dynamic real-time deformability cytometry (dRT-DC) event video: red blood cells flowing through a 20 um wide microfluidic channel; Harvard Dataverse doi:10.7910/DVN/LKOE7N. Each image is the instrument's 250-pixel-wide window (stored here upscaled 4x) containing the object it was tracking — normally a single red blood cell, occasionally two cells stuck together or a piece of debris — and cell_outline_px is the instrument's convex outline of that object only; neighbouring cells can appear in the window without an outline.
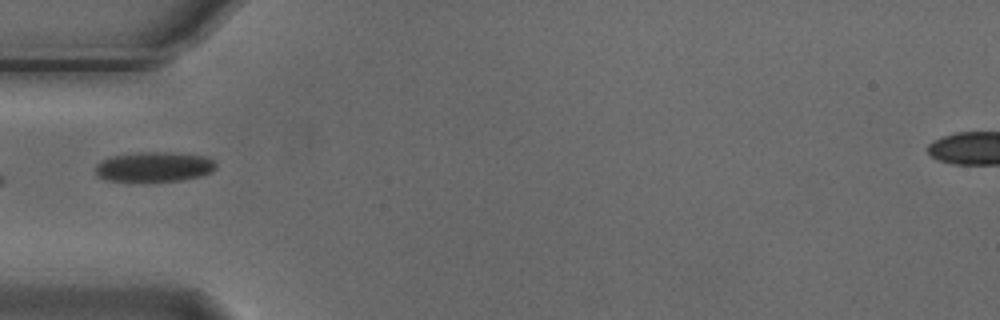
{"species": "Egyptian fruit bat (a non-hibernating species)", "species_latin": "Rousettus aegyptiacus", "temperature_condition": "cold", "stored_images_in_passage": 7, "camera_frame_rate_fps": 3000, "um_per_image_px": 0.085, "animal": {"sex": "male"}, "frame": {"image": 1, "passage_image": 4, "time_ms": 1.0, "image_size_px": [1000, 320], "cell_outline_px": [[216, 168], [212, 172], [200, 176], [180, 180], [108, 180], [96, 176], [96, 164], [112, 156], [140, 152], [172, 152], [204, 156], [212, 160], [216, 164]], "centroid_in_image_um": [13.12, 14.16], "position_along_channel_um": 71.9, "area_um2": 20.58}}
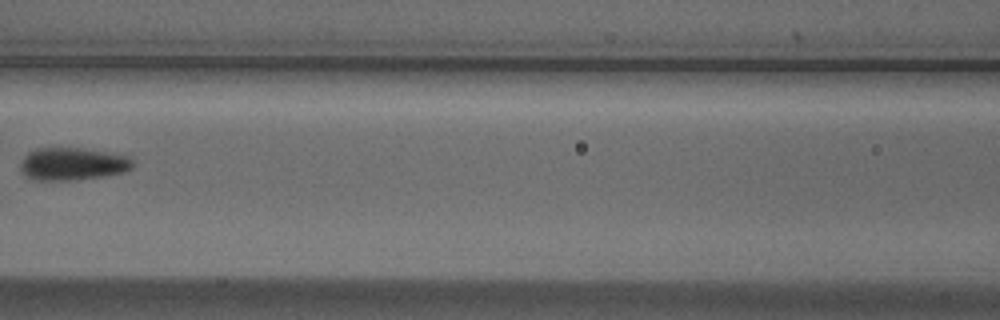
{"frame": {"image": 2, "passage_image": 6, "time_ms": 1.667, "image_size_px": [1000, 320], "cell_outline_px": [[132, 168], [124, 172], [104, 176], [76, 180], [32, 180], [24, 176], [20, 168], [20, 164], [24, 156], [28, 152], [36, 148], [80, 148], [128, 156], [132, 160]], "centroid_in_image_um": [6.12, 13.94], "position_along_channel_um": 160.5, "area_um2": 21.39}}
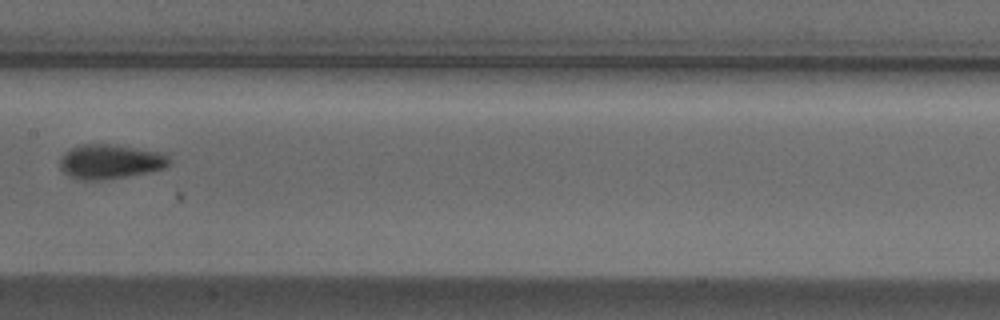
{"frame": {"image": 3, "passage_image": 7, "time_ms": 2.0, "image_size_px": [1000, 320], "cell_outline_px": [[168, 164], [164, 168], [124, 176], [100, 180], [80, 180], [64, 172], [60, 168], [60, 156], [64, 152], [80, 144], [112, 144], [164, 152], [168, 156]], "centroid_in_image_um": [9.33, 13.71], "position_along_channel_um": 198.1, "area_um2": 21.73}}